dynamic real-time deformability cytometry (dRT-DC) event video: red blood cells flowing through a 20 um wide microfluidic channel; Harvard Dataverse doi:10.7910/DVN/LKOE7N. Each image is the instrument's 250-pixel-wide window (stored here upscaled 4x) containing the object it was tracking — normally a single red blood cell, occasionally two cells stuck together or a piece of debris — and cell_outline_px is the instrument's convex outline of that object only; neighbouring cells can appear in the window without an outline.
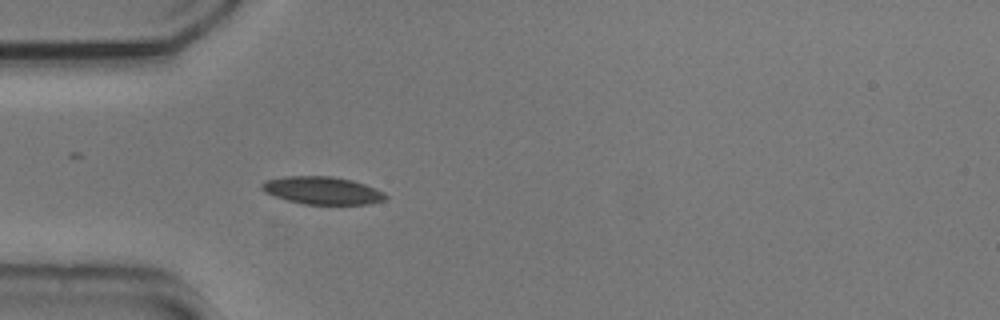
{"species": "common noctule bat (a hibernating species)", "species_latin": "Nyctalus noctula", "temperature_condition": "cold", "stored_images_in_passage": 40, "camera_frame_rate_fps": 3000, "um_per_image_px": 0.085, "animal": {"sex": "male", "body_mass_g": 20.5, "forearm_length_mm": 52.5}, "frame": {"image": 1, "passage_image": 1, "time_ms": 0.0, "image_size_px": [1000, 320], "cell_outline_px": [[388, 196], [384, 200], [368, 204], [304, 204], [272, 196], [264, 192], [260, 188], [260, 184], [264, 180], [284, 176], [332, 176], [352, 180], [364, 184], [384, 192]], "centroid_in_image_um": [27.34, 16.18], "position_along_channel_um": 57.7, "area_um2": 20.06}}
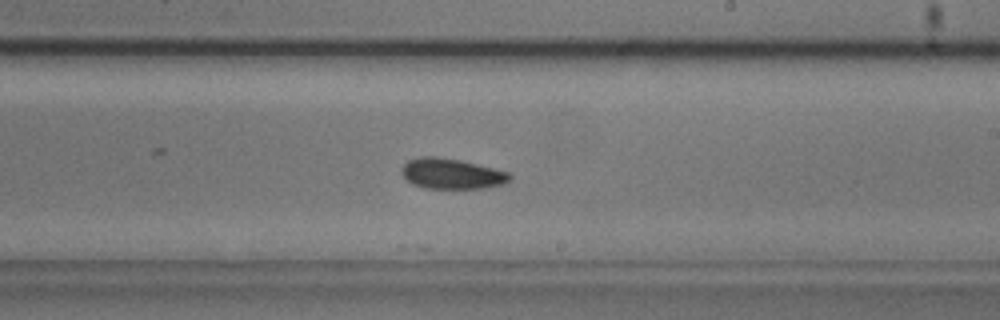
{"frame": {"image": 2, "passage_image": 17, "time_ms": 5.333, "image_size_px": [1000, 320], "cell_outline_px": [[512, 176], [504, 184], [480, 188], [428, 188], [412, 184], [400, 172], [404, 164], [408, 160], [420, 156], [436, 156], [460, 160], [508, 172]], "centroid_in_image_um": [38.36, 14.75], "position_along_channel_um": 250.6, "area_um2": 18.96}}
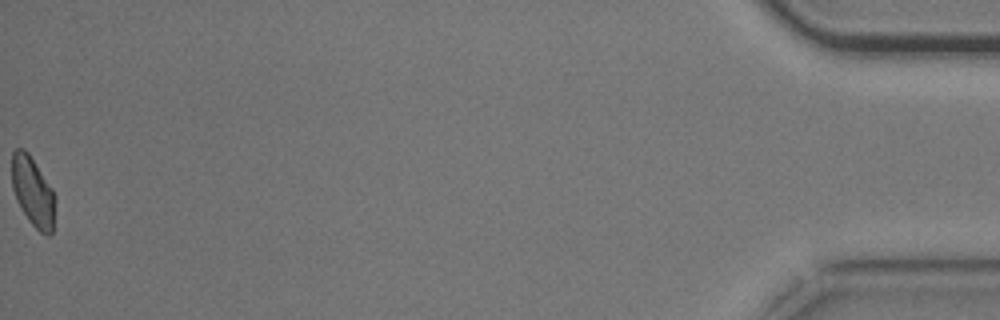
{"frame": {"image": 3, "passage_image": 40, "time_ms": 13.0, "image_size_px": [1000, 320], "cell_outline_px": [[56, 200], [52, 232], [48, 236], [40, 232], [28, 220], [20, 208], [16, 200], [12, 188], [12, 152], [16, 148], [24, 148], [28, 152], [52, 188]], "centroid_in_image_um": [2.79, 16.3], "position_along_channel_um": 432.4, "area_um2": 17.69}, "authors_computed_cell_mechanics": {"area_um2": 18.8717, "velocity_mm_per_s": 3.6833, "shape_relaxation_time_tau1_ms": 3.8992, "shape_relaxation_time_tau2_ms": null, "deformation_change_tau1": 0.0821, "deformation_change_tau2": null}}